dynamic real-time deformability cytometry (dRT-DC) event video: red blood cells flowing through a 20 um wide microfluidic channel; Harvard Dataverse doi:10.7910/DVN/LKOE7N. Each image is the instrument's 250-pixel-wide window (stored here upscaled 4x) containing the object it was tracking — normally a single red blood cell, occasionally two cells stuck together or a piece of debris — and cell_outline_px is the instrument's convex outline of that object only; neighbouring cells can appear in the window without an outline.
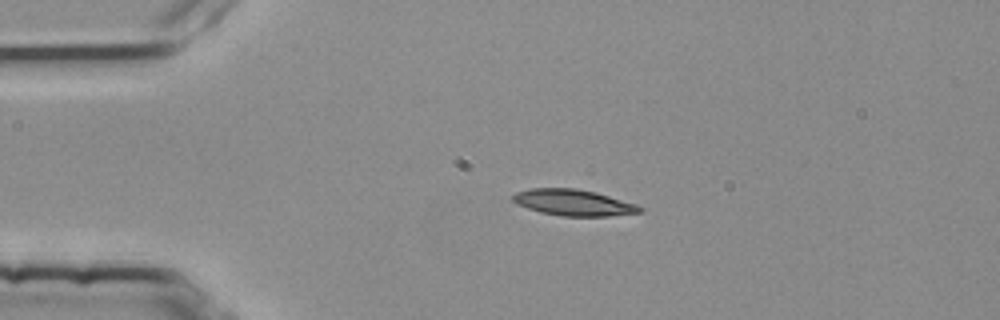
{"species": "common noctule bat (a hibernating species)", "species_latin": "Nyctalus noctula", "temperature_condition": "room temperature", "stored_images_in_passage": 3, "camera_frame_rate_fps": 3000, "um_per_image_px": 0.085, "animal": {"sex": "female", "body_mass_g": 25.1}, "frame": {"image": 1, "passage_image": 2, "time_ms": 0.333, "image_size_px": [1000, 320], "cell_outline_px": [[644, 208], [640, 212], [608, 216], [560, 216], [540, 212], [516, 204], [512, 200], [512, 196], [516, 192], [528, 188], [576, 188], [596, 192], [636, 204]], "centroid_in_image_um": [48.71, 17.21], "position_along_channel_um": 36.3, "area_um2": 19.42}}